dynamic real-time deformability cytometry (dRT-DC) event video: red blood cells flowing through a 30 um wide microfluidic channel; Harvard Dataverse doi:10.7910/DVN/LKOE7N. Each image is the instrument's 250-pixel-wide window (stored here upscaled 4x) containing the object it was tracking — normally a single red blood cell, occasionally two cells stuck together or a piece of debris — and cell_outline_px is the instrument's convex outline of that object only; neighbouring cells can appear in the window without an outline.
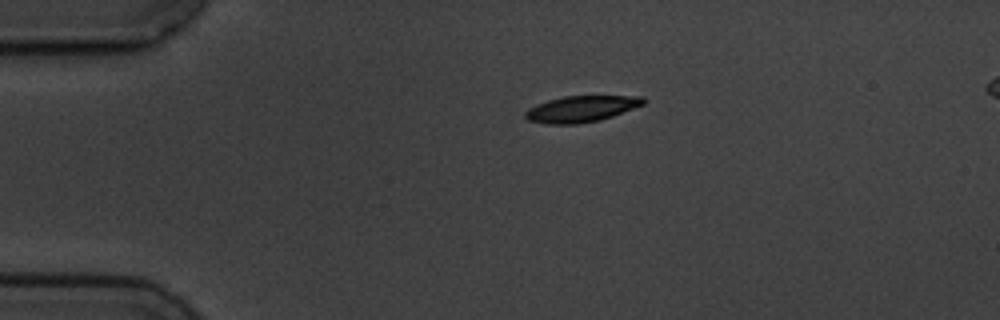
{"species": "common noctule bat (a hibernating species)", "species_latin": "Nyctalus noctula", "temperature_condition": "cold", "stored_images_in_passage": 6, "camera_frame_rate_fps": 3000, "um_per_image_px": 0.085, "animal": {"sex": "male", "body_mass_g": 19.5, "forearm_length_mm": 54.6}, "frame": {"image": 1, "passage_image": 1, "time_ms": 0.0, "image_size_px": [1000, 320], "cell_outline_px": [[648, 100], [644, 104], [612, 116], [600, 120], [576, 124], [548, 124], [528, 120], [524, 116], [524, 112], [528, 108], [536, 104], [548, 100], [564, 96], [644, 96]], "centroid_in_image_um": [49.41, 9.25], "position_along_channel_um": 35.6, "area_um2": 18.09}}
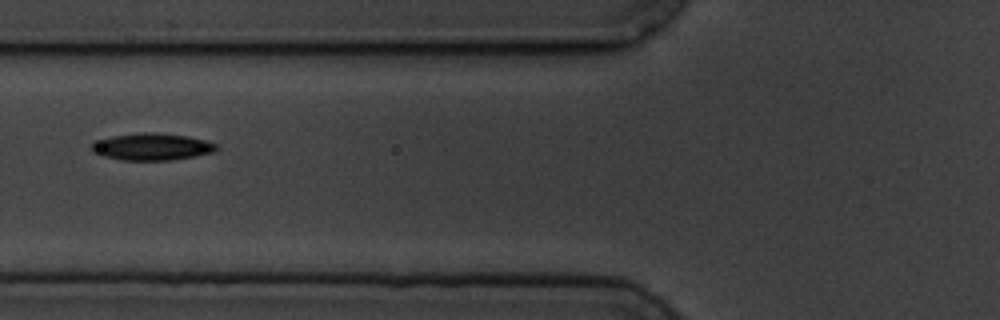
{"frame": {"image": 2, "passage_image": 4, "time_ms": 3.333, "image_size_px": [1000, 320], "cell_outline_px": [[216, 148], [212, 152], [172, 160], [120, 160], [104, 156], [92, 152], [88, 148], [92, 144], [100, 140], [112, 136], [144, 132], [156, 132], [188, 136], [204, 140], [216, 144]], "centroid_in_image_um": [12.86, 12.47], "position_along_channel_um": 112.9, "area_um2": 19.42}}
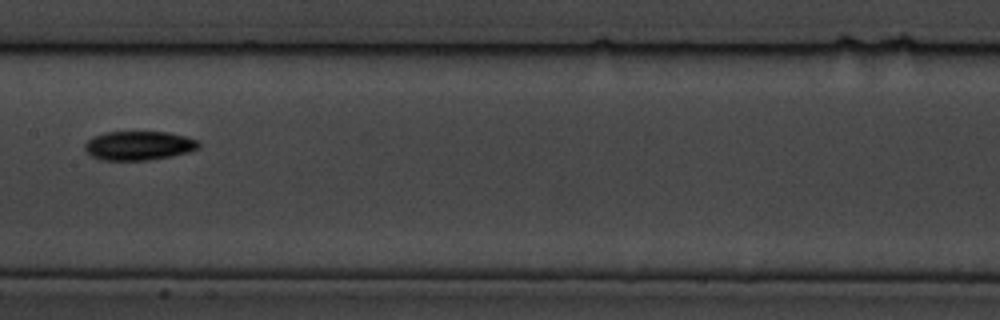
{"frame": {"image": 3, "passage_image": 6, "time_ms": 5.667, "image_size_px": [1000, 320], "cell_outline_px": [[200, 148], [188, 152], [172, 156], [148, 160], [104, 160], [92, 156], [84, 148], [84, 144], [92, 136], [104, 132], [168, 132], [184, 136], [196, 140], [200, 144]], "centroid_in_image_um": [11.79, 12.37], "position_along_channel_um": 195.6, "area_um2": 19.25}}